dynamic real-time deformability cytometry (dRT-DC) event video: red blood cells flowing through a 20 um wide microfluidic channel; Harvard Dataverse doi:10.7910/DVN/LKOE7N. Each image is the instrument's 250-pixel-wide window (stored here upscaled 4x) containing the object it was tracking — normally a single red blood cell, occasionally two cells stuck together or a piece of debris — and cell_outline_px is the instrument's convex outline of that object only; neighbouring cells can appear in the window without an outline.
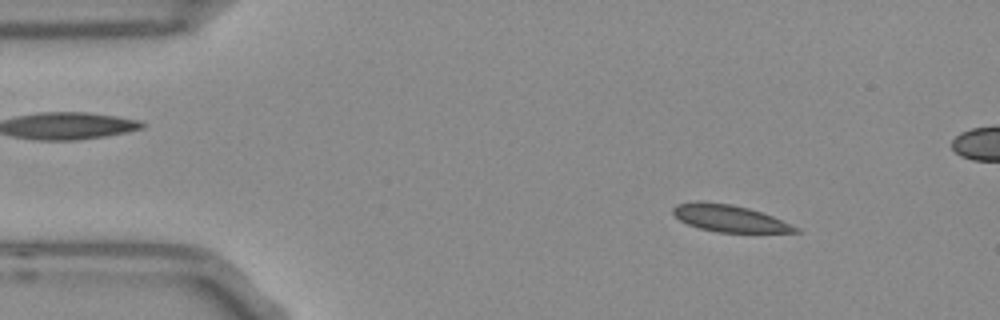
{"species": "Egyptian fruit bat (a non-hibernating species)", "species_latin": "Rousettus aegyptiacus", "temperature_condition": "room temperature", "stored_images_in_passage": 54, "segment_of_instrument_passage": [1, 2], "camera_frame_rate_fps": 3000, "um_per_image_px": 0.085, "frame": {"image": 1, "passage_image": 6, "time_ms": 1.667, "image_size_px": [1000, 320], "cell_outline_px": [[804, 232], [720, 232], [700, 228], [688, 224], [680, 220], [672, 212], [672, 208], [676, 204], [700, 200], [732, 204], [748, 208], [772, 216], [800, 228]], "centroid_in_image_um": [61.99, 18.54], "position_along_channel_um": 23.0, "area_um2": 19.13}}
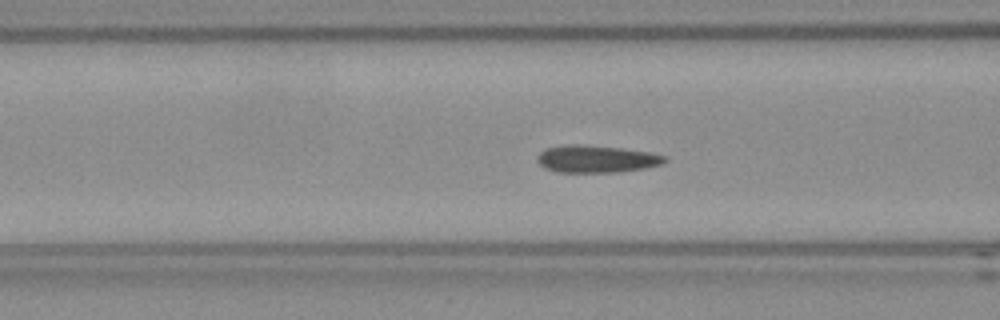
{"frame": {"image": 2, "passage_image": 19, "time_ms": 6.0, "image_size_px": [1000, 320], "cell_outline_px": [[668, 160], [664, 164], [644, 168], [616, 172], [556, 172], [544, 168], [536, 160], [536, 156], [544, 148], [568, 144], [576, 144], [620, 148], [648, 152], [668, 156]], "centroid_in_image_um": [50.68, 13.51], "position_along_channel_um": 115.9, "area_um2": 20.4}}
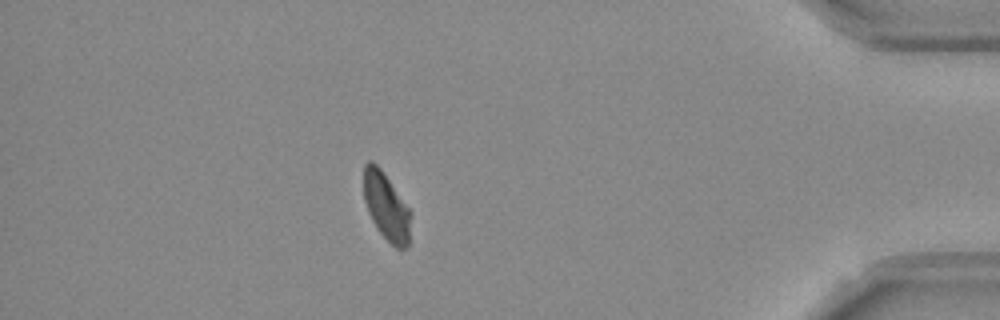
{"frame": {"image": 3, "passage_image": 46, "time_ms": 15.0, "image_size_px": [1000, 320], "cell_outline_px": [[408, 244], [404, 248], [396, 248], [376, 228], [368, 212], [364, 200], [364, 164], [368, 160], [372, 160], [380, 168], [408, 208]], "centroid_in_image_um": [32.76, 17.51], "position_along_channel_um": 402.4, "area_um2": 17.69}}